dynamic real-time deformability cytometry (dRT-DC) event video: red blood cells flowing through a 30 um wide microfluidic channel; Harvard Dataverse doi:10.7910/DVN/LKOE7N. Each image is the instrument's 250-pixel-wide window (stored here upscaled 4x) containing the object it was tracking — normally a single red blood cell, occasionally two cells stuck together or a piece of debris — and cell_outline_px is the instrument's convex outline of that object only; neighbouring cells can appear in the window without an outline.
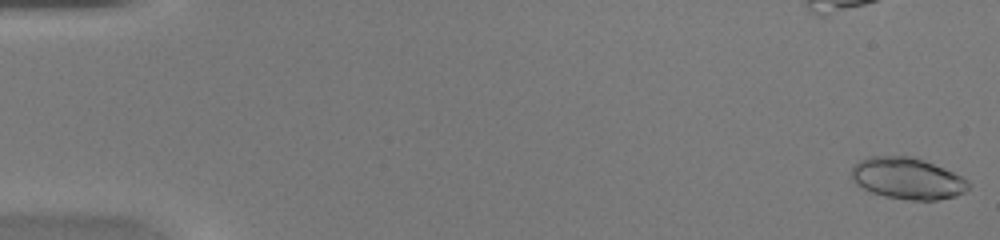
{"species": "common noctule bat (a hibernating species)", "species_latin": "Nyctalus noctula", "temperature_condition": "warm", "stored_images_in_passage": 49, "camera_frame_rate_fps": 3000, "um_per_image_px": 0.085, "animal": {"sex": "female", "body_mass_g": 20.0, "forearm_length_mm": 54.0}, "frame": {"image": 1, "passage_image": 1, "time_ms": 0.0, "image_size_px": [1000, 240], "cell_outline_px": [[968, 188], [964, 192], [956, 196], [936, 200], [908, 200], [884, 196], [872, 192], [856, 184], [852, 180], [852, 164], [868, 156], [912, 156], [924, 160], [944, 168], [968, 180]], "centroid_in_image_um": [77.1, 15.16], "position_along_channel_um": 7.9, "area_um2": 28.26}}